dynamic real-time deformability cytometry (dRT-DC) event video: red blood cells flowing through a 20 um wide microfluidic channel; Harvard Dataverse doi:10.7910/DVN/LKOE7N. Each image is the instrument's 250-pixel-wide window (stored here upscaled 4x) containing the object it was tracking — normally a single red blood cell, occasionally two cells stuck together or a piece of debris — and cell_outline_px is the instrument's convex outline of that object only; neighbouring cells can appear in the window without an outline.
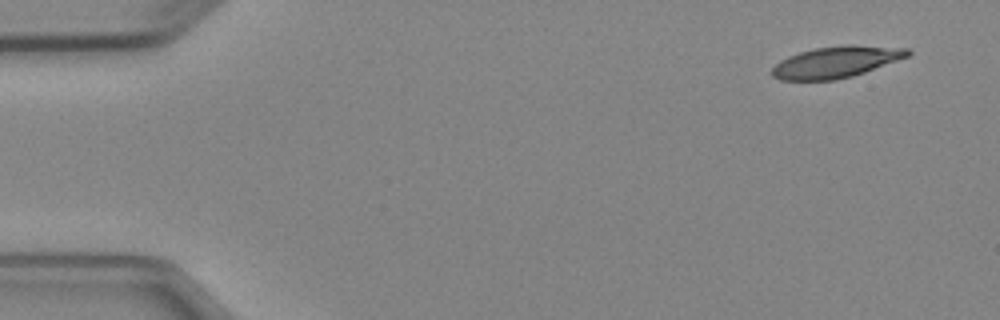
{"species": "Egyptian fruit bat (a non-hibernating species)", "species_latin": "Rousettus aegyptiacus", "temperature_condition": "cold", "stored_images_in_passage": 5, "camera_frame_rate_fps": 3000, "um_per_image_px": 0.085, "animal": {"sex": "female"}, "frame": {"image": 1, "passage_image": 1, "time_ms": 0.0, "image_size_px": [1000, 320], "cell_outline_px": [[912, 52], [908, 56], [864, 72], [852, 76], [832, 80], [780, 80], [772, 76], [772, 68], [780, 60], [788, 56], [800, 52], [816, 48], [844, 44], [852, 44], [908, 48]], "centroid_in_image_um": [71.06, 5.26], "position_along_channel_um": 13.9, "area_um2": 24.74}}
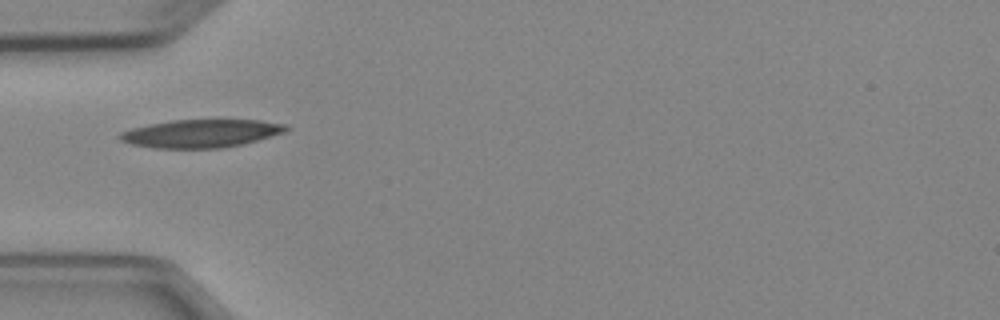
{"frame": {"image": 2, "passage_image": 4, "time_ms": 4.333, "image_size_px": [1000, 320], "cell_outline_px": [[292, 128], [284, 132], [256, 140], [240, 144], [220, 148], [156, 148], [132, 144], [120, 140], [116, 136], [120, 132], [132, 128], [148, 124], [172, 120], [260, 120], [288, 124]], "centroid_in_image_um": [17.08, 11.33], "position_along_channel_um": 67.9, "area_um2": 27.11}}
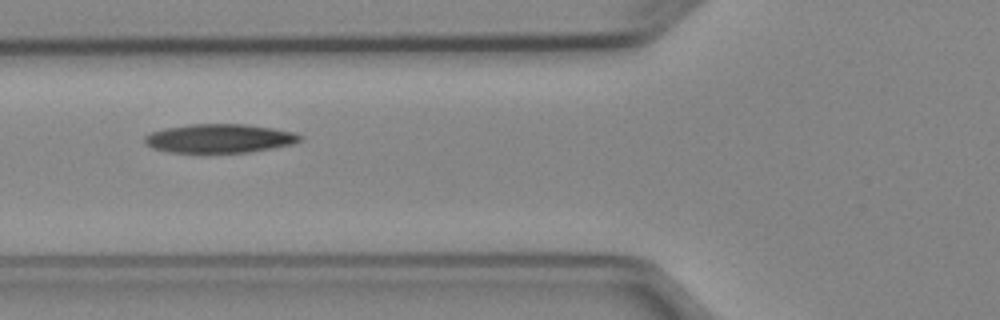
{"frame": {"image": 3, "passage_image": 5, "time_ms": 5.333, "image_size_px": [1000, 320], "cell_outline_px": [[304, 140], [292, 144], [248, 152], [168, 152], [152, 148], [144, 144], [144, 136], [152, 132], [164, 128], [188, 124], [244, 124], [272, 128], [292, 132], [304, 136]], "centroid_in_image_um": [18.63, 11.76], "position_along_channel_um": 107.2, "area_um2": 26.07}}